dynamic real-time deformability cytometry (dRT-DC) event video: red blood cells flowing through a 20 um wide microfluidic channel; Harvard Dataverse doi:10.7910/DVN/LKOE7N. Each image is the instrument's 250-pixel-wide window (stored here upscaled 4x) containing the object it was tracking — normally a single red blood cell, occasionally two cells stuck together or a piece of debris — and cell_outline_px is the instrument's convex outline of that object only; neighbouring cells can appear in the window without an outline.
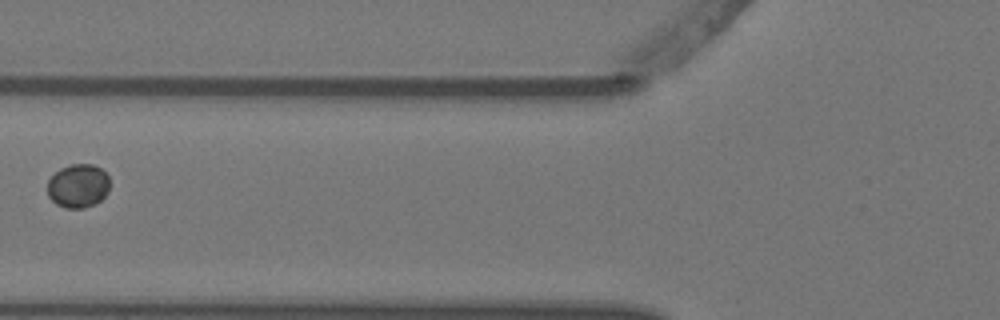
{"species": "Egyptian fruit bat (a non-hibernating species)", "species_latin": "Rousettus aegyptiacus", "temperature_condition": "warm", "stored_images_in_passage": 5, "camera_frame_rate_fps": 3000, "um_per_image_px": 0.085, "animal": {"sex": "female"}, "frame": {"image": 1, "passage_image": 5, "time_ms": 1.333, "image_size_px": [1000, 320], "cell_outline_px": [[108, 192], [96, 204], [84, 208], [64, 208], [56, 204], [48, 196], [48, 180], [60, 168], [72, 164], [92, 164], [100, 168], [108, 176]], "centroid_in_image_um": [6.63, 15.81], "position_along_channel_um": 119.2, "area_um2": 15.84}}